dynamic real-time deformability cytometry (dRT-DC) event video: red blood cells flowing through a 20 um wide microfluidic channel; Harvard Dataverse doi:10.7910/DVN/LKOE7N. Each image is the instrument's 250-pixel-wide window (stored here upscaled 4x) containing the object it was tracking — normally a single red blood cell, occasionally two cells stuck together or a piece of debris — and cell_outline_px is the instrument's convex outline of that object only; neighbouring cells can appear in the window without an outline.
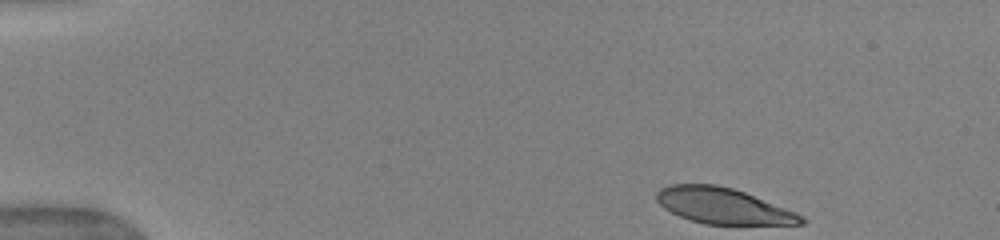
{"species": "human", "species_latin": "Homo sapiens", "temperature_condition": "warm", "stored_images_in_passage": 39, "camera_frame_rate_fps": 3000, "um_per_image_px": 0.085, "donor": {"sex": "female"}, "frame": {"image": 1, "passage_image": 1, "time_ms": 0.0, "image_size_px": [1000, 240], "cell_outline_px": [[808, 220], [804, 224], [704, 224], [680, 216], [664, 208], [656, 200], [656, 192], [660, 188], [672, 184], [716, 184], [732, 188], [744, 192], [796, 212], [804, 216]], "centroid_in_image_um": [61.47, 17.5], "position_along_channel_um": 23.5, "area_um2": 30.06}}
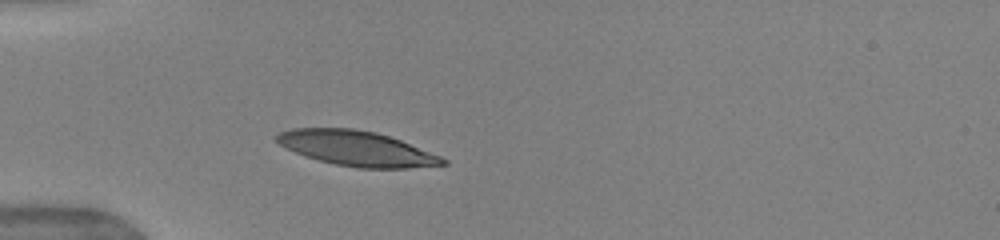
{"frame": {"image": 2, "passage_image": 10, "time_ms": 3.0, "image_size_px": [1000, 240], "cell_outline_px": [[448, 164], [408, 168], [356, 168], [336, 164], [304, 156], [280, 144], [276, 140], [276, 136], [280, 132], [292, 128], [352, 128], [376, 132], [400, 140], [440, 156], [448, 160]], "centroid_in_image_um": [30.33, 12.62], "position_along_channel_um": 54.7, "area_um2": 33.52}}
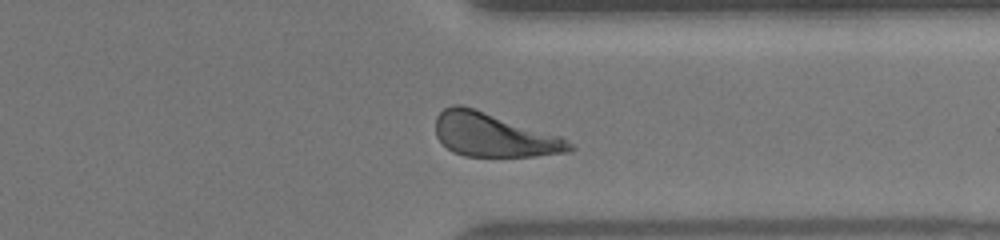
{"frame": {"image": 3, "passage_image": 35, "time_ms": 11.333, "image_size_px": [1000, 240], "cell_outline_px": [[576, 148], [572, 152], [536, 156], [464, 156], [452, 152], [436, 136], [436, 116], [444, 108], [452, 104], [460, 104], [560, 136], [572, 144]], "centroid_in_image_um": [41.97, 11.48], "position_along_channel_um": 369.4, "area_um2": 33.87}, "authors_computed_cell_mechanics": {"area_um2": 33.813, "velocity_mm_per_s": 3.9374, "shape_relaxation_time_tau1_ms": 2.64, "shape_relaxation_time_tau2_ms": null, "deformation_change_tau1": 0.1678, "deformation_change_tau2": null}}